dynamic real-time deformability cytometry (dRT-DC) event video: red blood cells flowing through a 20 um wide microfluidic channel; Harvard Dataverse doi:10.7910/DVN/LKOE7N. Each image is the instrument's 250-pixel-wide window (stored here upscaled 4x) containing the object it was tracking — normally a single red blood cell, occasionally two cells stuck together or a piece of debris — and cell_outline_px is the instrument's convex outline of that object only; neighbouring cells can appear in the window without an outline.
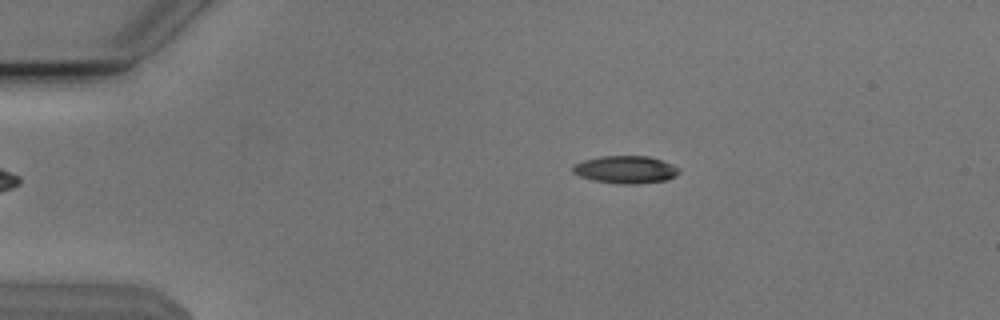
{"species": "Egyptian fruit bat (a non-hibernating species)", "species_latin": "Rousettus aegyptiacus", "temperature_condition": "cold", "stored_images_in_passage": 53, "camera_frame_rate_fps": 3000, "um_per_image_px": 0.085, "animal": {"sex": "male"}, "frame": {"image": 1, "passage_image": 10, "time_ms": 3.0, "image_size_px": [1000, 320], "cell_outline_px": [[680, 172], [676, 176], [668, 180], [636, 184], [620, 184], [592, 180], [580, 176], [572, 172], [572, 164], [584, 160], [600, 156], [648, 156], [672, 164], [680, 168]], "centroid_in_image_um": [53.18, 14.42], "position_along_channel_um": 31.8, "area_um2": 17.22}}
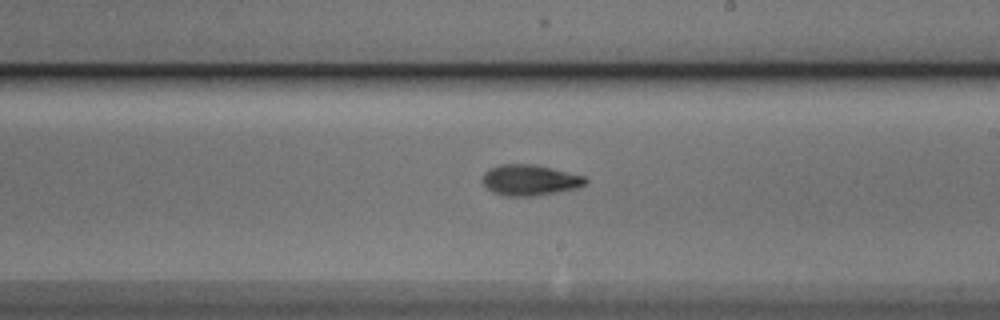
{"frame": {"image": 2, "passage_image": 31, "time_ms": 10.0, "image_size_px": [1000, 320], "cell_outline_px": [[588, 180], [584, 184], [576, 188], [532, 196], [504, 196], [492, 192], [480, 180], [484, 172], [500, 164], [532, 164], [584, 176]], "centroid_in_image_um": [44.97, 15.31], "position_along_channel_um": 244.0, "area_um2": 18.21}}
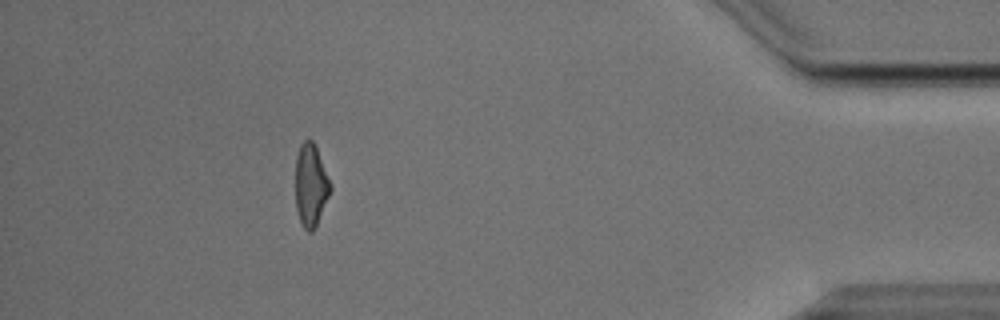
{"frame": {"image": 3, "passage_image": 48, "time_ms": 15.667, "image_size_px": [1000, 320], "cell_outline_px": [[332, 188], [316, 224], [312, 232], [308, 232], [304, 228], [300, 220], [296, 208], [296, 156], [300, 144], [304, 140], [312, 140], [316, 148], [332, 184]], "centroid_in_image_um": [26.41, 15.72], "position_along_channel_um": 408.8, "area_um2": 16.53}, "authors_computed_cell_mechanics": {"area_um2": 17.4556, "velocity_mm_per_s": 3.8219, "shape_relaxation_time_tau1_ms": 3.7622, "shape_relaxation_time_tau2_ms": 2.7267, "deformation_change_tau1": 0.1638, "deformation_change_tau2": 0.1016}}